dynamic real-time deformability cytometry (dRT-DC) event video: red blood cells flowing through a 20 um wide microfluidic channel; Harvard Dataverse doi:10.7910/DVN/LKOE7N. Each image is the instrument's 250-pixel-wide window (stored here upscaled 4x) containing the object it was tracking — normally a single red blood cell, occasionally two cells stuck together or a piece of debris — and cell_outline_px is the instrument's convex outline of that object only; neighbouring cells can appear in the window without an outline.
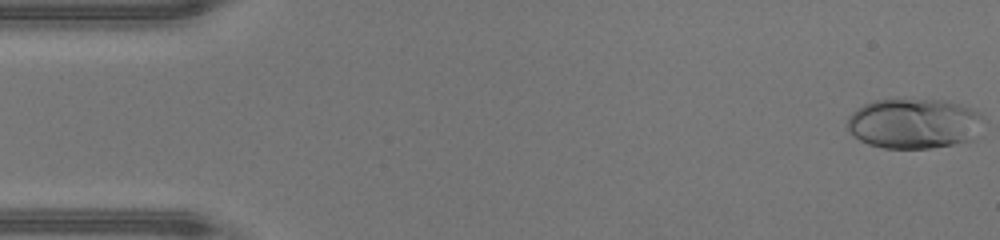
{"species": "human", "species_latin": "Homo sapiens", "temperature_condition": "warm", "stored_images_in_passage": 46, "camera_frame_rate_fps": 3000, "um_per_image_px": 0.085, "donor": {"sex": "male"}, "frame": {"image": 1, "passage_image": 1, "time_ms": 0.0, "image_size_px": [1000, 240], "cell_outline_px": [[984, 120], [972, 140], [952, 144], [928, 148], [884, 148], [868, 144], [860, 140], [848, 128], [848, 116], [856, 108], [872, 100], [904, 96], [948, 100], [972, 108], [980, 112], [984, 116]], "centroid_in_image_um": [77.7, 10.43], "position_along_channel_um": 7.3, "area_um2": 40.86}}
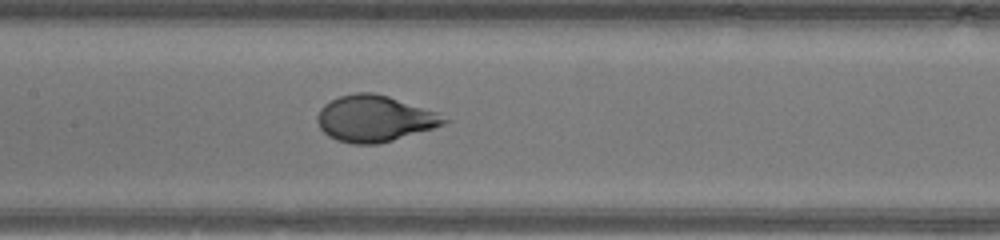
{"frame": {"image": 2, "passage_image": 22, "time_ms": 7.0, "image_size_px": [1000, 240], "cell_outline_px": [[452, 120], [444, 124], [432, 128], [392, 140], [376, 144], [352, 144], [336, 140], [328, 136], [320, 128], [316, 120], [316, 116], [320, 108], [324, 104], [340, 96], [356, 92], [372, 92], [388, 96], [436, 112]], "centroid_in_image_um": [31.8, 10.08], "position_along_channel_um": 175.6, "area_um2": 33.99}}
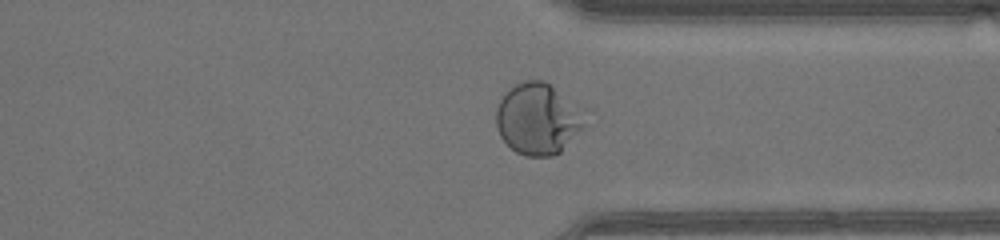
{"frame": {"image": 3, "passage_image": 35, "time_ms": 11.333, "image_size_px": [1000, 240], "cell_outline_px": [[584, 124], [560, 152], [552, 156], [524, 156], [516, 152], [500, 136], [496, 128], [496, 108], [500, 100], [516, 84], [524, 80], [544, 80], [576, 112]], "centroid_in_image_um": [45.57, 10.16], "position_along_channel_um": 365.8, "area_um2": 34.8}, "authors_computed_cell_mechanics": {"area_um2": 34.5355, "velocity_mm_per_s": 4.4184, "shape_relaxation_time_tau1_ms": 4.2723, "shape_relaxation_time_tau2_ms": null, "deformation_change_tau1": 0.2794, "deformation_change_tau2": null}}